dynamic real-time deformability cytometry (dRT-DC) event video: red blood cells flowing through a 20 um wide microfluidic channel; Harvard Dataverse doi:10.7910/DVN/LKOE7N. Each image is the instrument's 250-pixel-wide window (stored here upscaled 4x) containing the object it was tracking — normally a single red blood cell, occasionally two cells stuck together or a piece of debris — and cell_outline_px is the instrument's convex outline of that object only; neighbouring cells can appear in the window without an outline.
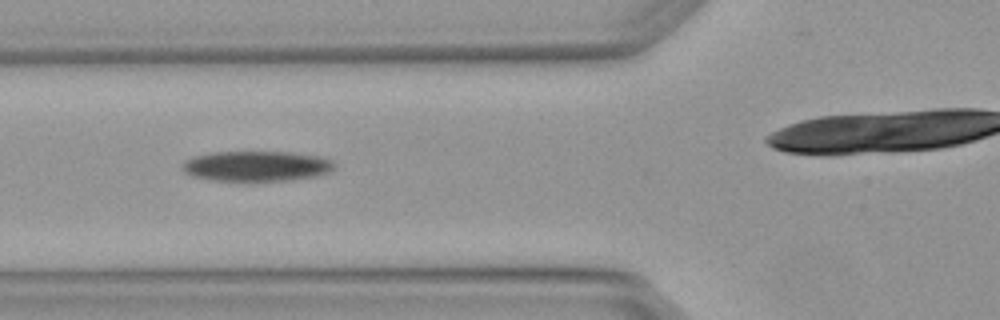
{"species": "Egyptian fruit bat (a non-hibernating species)", "species_latin": "Rousettus aegyptiacus", "temperature_condition": "warm", "stored_images_in_passage": 4, "camera_frame_rate_fps": 3000, "um_per_image_px": 0.085, "animal": {"sex": "female"}, "frame": {"image": 1, "passage_image": 2, "time_ms": 0.333, "image_size_px": [1000, 320], "cell_outline_px": [[336, 168], [328, 172], [316, 176], [292, 180], [252, 184], [248, 184], [212, 180], [192, 176], [184, 172], [180, 168], [180, 164], [184, 160], [192, 156], [208, 152], [292, 152], [320, 156], [332, 160], [336, 164]], "centroid_in_image_um": [21.76, 14.16], "position_along_channel_um": 104.0, "area_um2": 28.32}}